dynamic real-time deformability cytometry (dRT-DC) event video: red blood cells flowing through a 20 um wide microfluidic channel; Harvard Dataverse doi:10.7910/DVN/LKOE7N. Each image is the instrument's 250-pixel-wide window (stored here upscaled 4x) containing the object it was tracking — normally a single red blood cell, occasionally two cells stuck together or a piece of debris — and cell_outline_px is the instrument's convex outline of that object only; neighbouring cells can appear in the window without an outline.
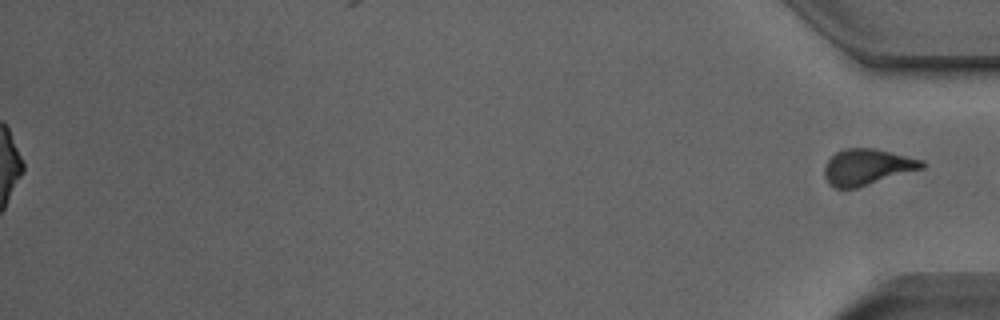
{"species": "Egyptian fruit bat (a non-hibernating species)", "species_latin": "Rousettus aegyptiacus", "temperature_condition": "room temperature", "stored_images_in_passage": 52, "segment_of_instrument_passage": [2, 2], "camera_frame_rate_fps": 3000, "um_per_image_px": 0.085, "animal": {"sex": "male"}, "frame": {"image": 1, "passage_image": 52, "time_ms": 17.0, "image_size_px": [1000, 320], "cell_outline_px": [[924, 168], [856, 188], [836, 188], [828, 184], [824, 176], [824, 168], [828, 160], [836, 152], [844, 148], [872, 148], [924, 160]], "centroid_in_image_um": [73.68, 14.19], "position_along_channel_um": 361.5, "area_um2": 20.35}}